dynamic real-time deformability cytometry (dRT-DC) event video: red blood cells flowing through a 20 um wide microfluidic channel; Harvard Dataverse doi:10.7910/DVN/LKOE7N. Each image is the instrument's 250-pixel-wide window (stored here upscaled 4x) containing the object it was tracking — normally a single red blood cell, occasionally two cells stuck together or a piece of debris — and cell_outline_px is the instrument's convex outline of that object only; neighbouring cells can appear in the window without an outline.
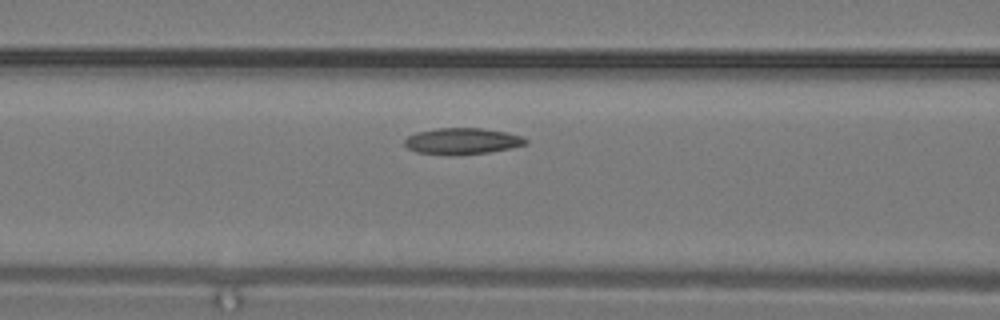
{"species": "common noctule bat (a hibernating species)", "species_latin": "Nyctalus noctula", "temperature_condition": "warm", "stored_images_in_passage": 12, "camera_frame_rate_fps": 3000, "um_per_image_px": 0.085, "animal": {"sex": "male", "body_mass_g": 19.2, "forearm_length_mm": 51.8}, "frame": {"image": 1, "passage_image": 9, "time_ms": 2.667, "image_size_px": [1000, 320], "cell_outline_px": [[528, 144], [488, 152], [456, 156], [448, 156], [416, 152], [408, 148], [404, 144], [404, 140], [408, 136], [416, 132], [436, 128], [480, 128], [508, 132], [520, 136], [528, 140]], "centroid_in_image_um": [39.25, 12.0], "position_along_channel_um": 127.3, "area_um2": 18.79}}